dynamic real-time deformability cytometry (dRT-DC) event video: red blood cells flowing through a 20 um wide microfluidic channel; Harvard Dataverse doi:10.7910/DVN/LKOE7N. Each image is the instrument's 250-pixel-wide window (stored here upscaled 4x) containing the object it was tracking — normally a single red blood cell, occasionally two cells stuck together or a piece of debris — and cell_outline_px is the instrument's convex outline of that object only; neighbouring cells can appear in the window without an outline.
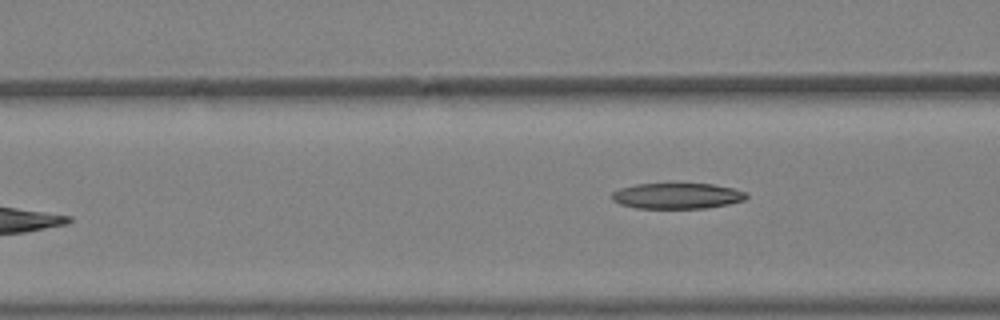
{"species": "Egyptian fruit bat (a non-hibernating species)", "species_latin": "Rousettus aegyptiacus", "temperature_condition": "warm", "stored_images_in_passage": 6, "camera_frame_rate_fps": 3000, "um_per_image_px": 0.085, "animal": {"sex": "female"}, "frame": {"image": 1, "passage_image": 5, "time_ms": 1.333, "image_size_px": [1000, 320], "cell_outline_px": [[748, 196], [744, 200], [728, 204], [708, 208], [636, 208], [620, 204], [612, 200], [612, 192], [620, 188], [636, 184], [712, 184], [732, 188], [748, 192]], "centroid_in_image_um": [57.56, 16.65], "position_along_channel_um": 109.0, "area_um2": 20.17}}
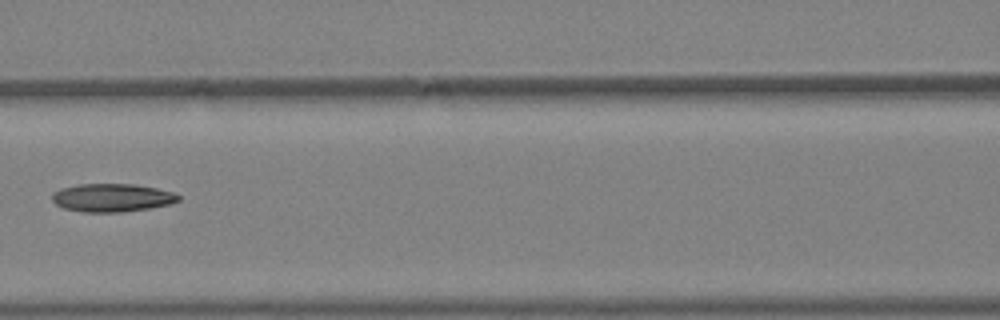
{"frame": {"image": 2, "passage_image": 6, "time_ms": 1.667, "image_size_px": [1000, 320], "cell_outline_px": [[180, 200], [172, 204], [148, 208], [120, 212], [80, 212], [64, 208], [56, 204], [52, 200], [52, 192], [60, 188], [76, 184], [136, 184], [156, 188], [172, 192], [180, 196]], "centroid_in_image_um": [9.5, 16.8], "position_along_channel_um": 157.1, "area_um2": 20.87}}